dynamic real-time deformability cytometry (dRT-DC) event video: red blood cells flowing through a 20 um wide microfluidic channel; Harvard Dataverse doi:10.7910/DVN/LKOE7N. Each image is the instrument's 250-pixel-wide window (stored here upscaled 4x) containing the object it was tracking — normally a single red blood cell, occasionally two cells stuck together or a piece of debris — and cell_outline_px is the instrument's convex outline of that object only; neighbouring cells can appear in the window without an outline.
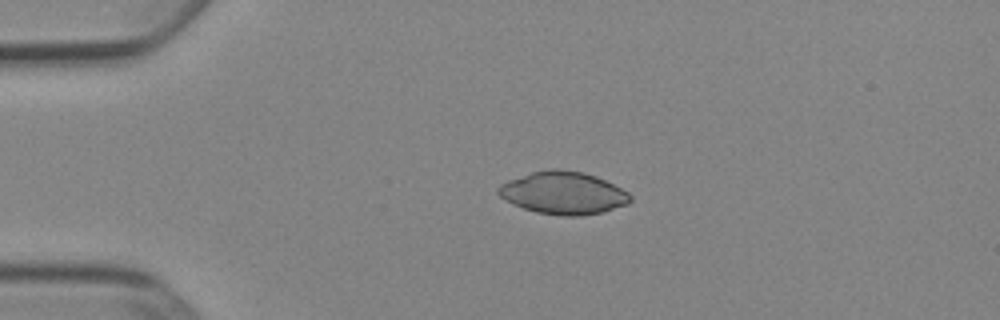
{"species": "Egyptian fruit bat (a non-hibernating species)", "species_latin": "Rousettus aegyptiacus", "temperature_condition": "cold", "stored_images_in_passage": 38, "camera_frame_rate_fps": 3000, "um_per_image_px": 0.085, "animal": {"sex": "female"}, "frame": {"image": 1, "passage_image": 5, "time_ms": 1.333, "image_size_px": [1000, 320], "cell_outline_px": [[632, 200], [628, 204], [604, 212], [580, 216], [564, 216], [536, 212], [512, 204], [500, 196], [496, 192], [496, 188], [500, 184], [508, 180], [532, 172], [548, 168], [560, 168], [584, 172], [596, 176], [628, 192], [632, 196]], "centroid_in_image_um": [47.87, 16.39], "position_along_channel_um": 37.1, "area_um2": 32.95}}
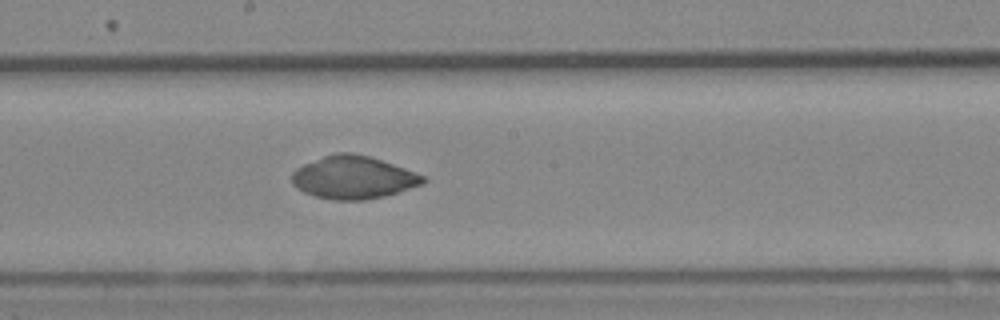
{"frame": {"image": 2, "passage_image": 22, "time_ms": 7.0, "image_size_px": [1000, 320], "cell_outline_px": [[428, 180], [424, 184], [384, 196], [364, 200], [332, 200], [316, 196], [304, 192], [296, 188], [292, 184], [292, 172], [296, 168], [304, 164], [324, 156], [336, 152], [352, 152], [368, 156], [404, 168], [424, 176]], "centroid_in_image_um": [30.02, 15.09], "position_along_channel_um": 218.2, "area_um2": 32.6}}
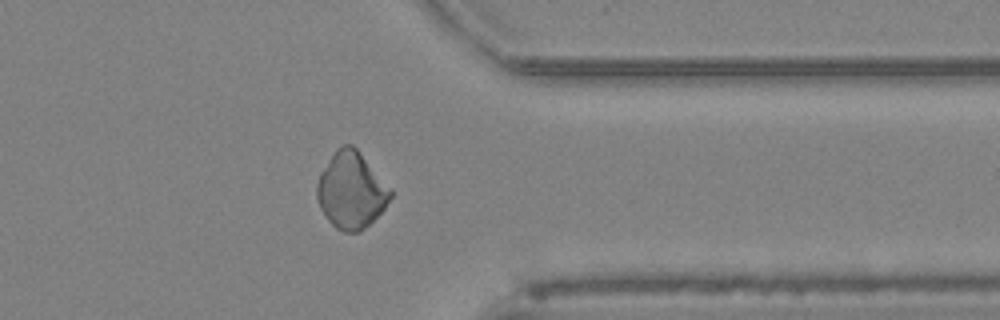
{"frame": {"image": 3, "passage_image": 35, "time_ms": 11.333, "image_size_px": [1000, 320], "cell_outline_px": [[392, 196], [384, 208], [360, 232], [344, 232], [336, 228], [328, 220], [320, 208], [316, 196], [316, 184], [320, 172], [336, 148], [344, 144], [352, 144], [356, 148], [392, 192]], "centroid_in_image_um": [29.8, 16.18], "position_along_channel_um": 381.6, "area_um2": 32.25}}